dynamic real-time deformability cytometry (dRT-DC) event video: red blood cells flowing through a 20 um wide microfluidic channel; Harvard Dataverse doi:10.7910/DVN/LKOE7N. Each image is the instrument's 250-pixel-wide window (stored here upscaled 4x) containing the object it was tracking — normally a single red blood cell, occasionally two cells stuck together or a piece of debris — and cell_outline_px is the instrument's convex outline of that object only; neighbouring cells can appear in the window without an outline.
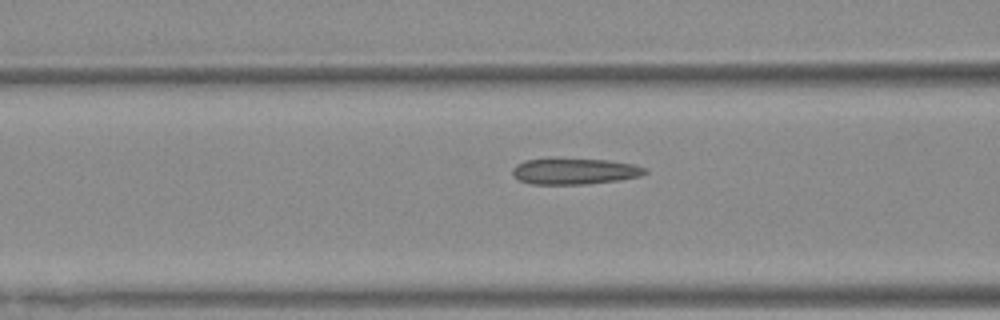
{"species": "Egyptian fruit bat (a non-hibernating species)", "species_latin": "Rousettus aegyptiacus", "temperature_condition": "warm", "stored_images_in_passage": 27, "camera_frame_rate_fps": 3000, "um_per_image_px": 0.085, "animal": {"sex": "female"}, "frame": {"image": 1, "passage_image": 6, "time_ms": 1.667, "image_size_px": [1000, 320], "cell_outline_px": [[648, 172], [640, 176], [616, 180], [588, 184], [532, 184], [520, 180], [512, 176], [512, 168], [516, 164], [524, 160], [552, 156], [556, 156], [608, 160], [632, 164], [644, 168]], "centroid_in_image_um": [48.74, 14.51], "position_along_channel_um": 117.9, "area_um2": 20.87}}
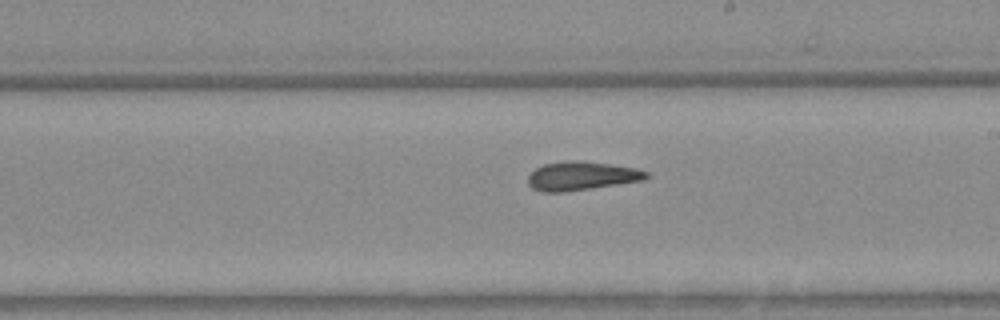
{"frame": {"image": 2, "passage_image": 15, "time_ms": 4.667, "image_size_px": [1000, 320], "cell_outline_px": [[648, 176], [644, 180], [592, 188], [564, 192], [544, 192], [532, 188], [528, 184], [528, 176], [536, 168], [544, 164], [572, 160], [580, 160], [636, 168], [648, 172]], "centroid_in_image_um": [49.42, 14.95], "position_along_channel_um": 239.6, "area_um2": 19.65}}
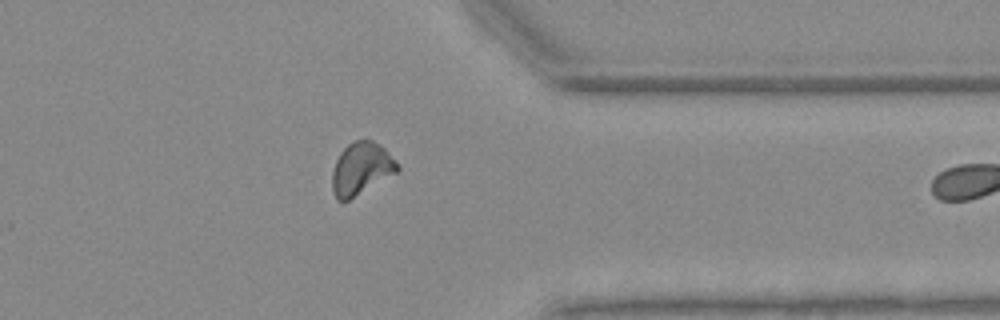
{"frame": {"image": 3, "passage_image": 26, "time_ms": 8.333, "image_size_px": [1000, 320], "cell_outline_px": [[400, 168], [396, 172], [348, 200], [336, 200], [332, 188], [332, 172], [336, 160], [340, 152], [348, 144], [356, 140], [372, 140], [384, 148], [396, 160]], "centroid_in_image_um": [30.68, 14.32], "position_along_channel_um": 380.7, "area_um2": 19.54}}